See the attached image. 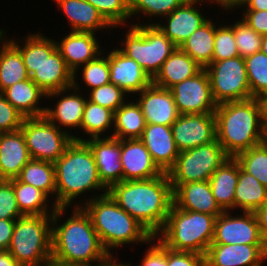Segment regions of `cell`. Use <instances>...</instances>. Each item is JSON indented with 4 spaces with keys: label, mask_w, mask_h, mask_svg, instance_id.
Masks as SVG:
<instances>
[{
    "label": "cell",
    "mask_w": 267,
    "mask_h": 266,
    "mask_svg": "<svg viewBox=\"0 0 267 266\" xmlns=\"http://www.w3.org/2000/svg\"><path fill=\"white\" fill-rule=\"evenodd\" d=\"M108 194L155 237L163 228L173 204L167 173L147 180L114 183Z\"/></svg>",
    "instance_id": "1"
},
{
    "label": "cell",
    "mask_w": 267,
    "mask_h": 266,
    "mask_svg": "<svg viewBox=\"0 0 267 266\" xmlns=\"http://www.w3.org/2000/svg\"><path fill=\"white\" fill-rule=\"evenodd\" d=\"M71 217L62 224L60 217L68 209L56 207L52 215V257L60 262L92 266L109 253L103 247L90 216L82 207L72 206ZM59 223V225H58Z\"/></svg>",
    "instance_id": "2"
},
{
    "label": "cell",
    "mask_w": 267,
    "mask_h": 266,
    "mask_svg": "<svg viewBox=\"0 0 267 266\" xmlns=\"http://www.w3.org/2000/svg\"><path fill=\"white\" fill-rule=\"evenodd\" d=\"M216 140L229 157L267 140L258 98L217 104Z\"/></svg>",
    "instance_id": "3"
},
{
    "label": "cell",
    "mask_w": 267,
    "mask_h": 266,
    "mask_svg": "<svg viewBox=\"0 0 267 266\" xmlns=\"http://www.w3.org/2000/svg\"><path fill=\"white\" fill-rule=\"evenodd\" d=\"M55 207L71 206L73 199L89 191L108 193L99 179L98 168L89 146L73 140L55 162Z\"/></svg>",
    "instance_id": "4"
},
{
    "label": "cell",
    "mask_w": 267,
    "mask_h": 266,
    "mask_svg": "<svg viewBox=\"0 0 267 266\" xmlns=\"http://www.w3.org/2000/svg\"><path fill=\"white\" fill-rule=\"evenodd\" d=\"M96 195L88 198L84 204L77 201L74 207H82L90 216L93 227L109 254H112L111 248L117 249L125 244H149L153 235L142 224L124 211L108 193Z\"/></svg>",
    "instance_id": "5"
},
{
    "label": "cell",
    "mask_w": 267,
    "mask_h": 266,
    "mask_svg": "<svg viewBox=\"0 0 267 266\" xmlns=\"http://www.w3.org/2000/svg\"><path fill=\"white\" fill-rule=\"evenodd\" d=\"M215 220L214 215L182 210L172 204L156 238L169 249L205 256L213 240Z\"/></svg>",
    "instance_id": "6"
},
{
    "label": "cell",
    "mask_w": 267,
    "mask_h": 266,
    "mask_svg": "<svg viewBox=\"0 0 267 266\" xmlns=\"http://www.w3.org/2000/svg\"><path fill=\"white\" fill-rule=\"evenodd\" d=\"M52 215L16 219L8 251L21 266H43L52 257Z\"/></svg>",
    "instance_id": "7"
},
{
    "label": "cell",
    "mask_w": 267,
    "mask_h": 266,
    "mask_svg": "<svg viewBox=\"0 0 267 266\" xmlns=\"http://www.w3.org/2000/svg\"><path fill=\"white\" fill-rule=\"evenodd\" d=\"M129 27L119 49L135 60L152 80L177 47L151 23L139 24L137 21Z\"/></svg>",
    "instance_id": "8"
},
{
    "label": "cell",
    "mask_w": 267,
    "mask_h": 266,
    "mask_svg": "<svg viewBox=\"0 0 267 266\" xmlns=\"http://www.w3.org/2000/svg\"><path fill=\"white\" fill-rule=\"evenodd\" d=\"M227 158L229 156L216 139L179 152L174 166L167 172L172 190L180 184L209 180Z\"/></svg>",
    "instance_id": "9"
},
{
    "label": "cell",
    "mask_w": 267,
    "mask_h": 266,
    "mask_svg": "<svg viewBox=\"0 0 267 266\" xmlns=\"http://www.w3.org/2000/svg\"><path fill=\"white\" fill-rule=\"evenodd\" d=\"M31 159L54 163L73 141V134L59 129L45 116L25 117L20 128Z\"/></svg>",
    "instance_id": "10"
},
{
    "label": "cell",
    "mask_w": 267,
    "mask_h": 266,
    "mask_svg": "<svg viewBox=\"0 0 267 266\" xmlns=\"http://www.w3.org/2000/svg\"><path fill=\"white\" fill-rule=\"evenodd\" d=\"M205 70L210 79L213 99L217 104L253 98L245 60L241 56L212 62Z\"/></svg>",
    "instance_id": "11"
},
{
    "label": "cell",
    "mask_w": 267,
    "mask_h": 266,
    "mask_svg": "<svg viewBox=\"0 0 267 266\" xmlns=\"http://www.w3.org/2000/svg\"><path fill=\"white\" fill-rule=\"evenodd\" d=\"M179 114L214 113L217 103L211 91L207 71L202 68L196 75L170 88Z\"/></svg>",
    "instance_id": "12"
},
{
    "label": "cell",
    "mask_w": 267,
    "mask_h": 266,
    "mask_svg": "<svg viewBox=\"0 0 267 266\" xmlns=\"http://www.w3.org/2000/svg\"><path fill=\"white\" fill-rule=\"evenodd\" d=\"M233 213L224 211L218 215L214 225V236L211 244H247L267 245L260 233L254 212Z\"/></svg>",
    "instance_id": "13"
},
{
    "label": "cell",
    "mask_w": 267,
    "mask_h": 266,
    "mask_svg": "<svg viewBox=\"0 0 267 266\" xmlns=\"http://www.w3.org/2000/svg\"><path fill=\"white\" fill-rule=\"evenodd\" d=\"M171 130L179 152L210 143L216 139L215 114H179Z\"/></svg>",
    "instance_id": "14"
},
{
    "label": "cell",
    "mask_w": 267,
    "mask_h": 266,
    "mask_svg": "<svg viewBox=\"0 0 267 266\" xmlns=\"http://www.w3.org/2000/svg\"><path fill=\"white\" fill-rule=\"evenodd\" d=\"M73 140L84 141L90 148L98 168L99 179L109 189L114 183L123 181L121 164V140L114 137L81 138L73 135Z\"/></svg>",
    "instance_id": "15"
},
{
    "label": "cell",
    "mask_w": 267,
    "mask_h": 266,
    "mask_svg": "<svg viewBox=\"0 0 267 266\" xmlns=\"http://www.w3.org/2000/svg\"><path fill=\"white\" fill-rule=\"evenodd\" d=\"M80 89L82 90V88L79 87L78 81L73 79V86L46 95V98L58 97L59 99H57L58 101L55 108L46 106L44 116L59 129L65 127L63 129L68 133V128H75L76 130V127L80 128L82 123L87 98H85L84 94H80L81 91H78Z\"/></svg>",
    "instance_id": "16"
},
{
    "label": "cell",
    "mask_w": 267,
    "mask_h": 266,
    "mask_svg": "<svg viewBox=\"0 0 267 266\" xmlns=\"http://www.w3.org/2000/svg\"><path fill=\"white\" fill-rule=\"evenodd\" d=\"M206 0H186L181 6L176 8L171 14L165 17L166 25L157 23V26L174 44L179 48L187 38L199 27L205 24L209 18L200 13L199 7ZM198 3V4H197Z\"/></svg>",
    "instance_id": "17"
},
{
    "label": "cell",
    "mask_w": 267,
    "mask_h": 266,
    "mask_svg": "<svg viewBox=\"0 0 267 266\" xmlns=\"http://www.w3.org/2000/svg\"><path fill=\"white\" fill-rule=\"evenodd\" d=\"M267 260V245L210 244L205 266H262Z\"/></svg>",
    "instance_id": "18"
},
{
    "label": "cell",
    "mask_w": 267,
    "mask_h": 266,
    "mask_svg": "<svg viewBox=\"0 0 267 266\" xmlns=\"http://www.w3.org/2000/svg\"><path fill=\"white\" fill-rule=\"evenodd\" d=\"M135 100L143 112L146 124L172 126L179 115L170 89L150 84L137 93Z\"/></svg>",
    "instance_id": "19"
},
{
    "label": "cell",
    "mask_w": 267,
    "mask_h": 266,
    "mask_svg": "<svg viewBox=\"0 0 267 266\" xmlns=\"http://www.w3.org/2000/svg\"><path fill=\"white\" fill-rule=\"evenodd\" d=\"M123 181L147 180L163 174L139 138L121 140Z\"/></svg>",
    "instance_id": "20"
},
{
    "label": "cell",
    "mask_w": 267,
    "mask_h": 266,
    "mask_svg": "<svg viewBox=\"0 0 267 266\" xmlns=\"http://www.w3.org/2000/svg\"><path fill=\"white\" fill-rule=\"evenodd\" d=\"M110 82L127 94H136L148 87L152 80L142 67L126 56L118 47L108 52Z\"/></svg>",
    "instance_id": "21"
},
{
    "label": "cell",
    "mask_w": 267,
    "mask_h": 266,
    "mask_svg": "<svg viewBox=\"0 0 267 266\" xmlns=\"http://www.w3.org/2000/svg\"><path fill=\"white\" fill-rule=\"evenodd\" d=\"M95 34L81 31L69 33L68 30V34L61 41H56L57 49L73 73L103 52Z\"/></svg>",
    "instance_id": "22"
},
{
    "label": "cell",
    "mask_w": 267,
    "mask_h": 266,
    "mask_svg": "<svg viewBox=\"0 0 267 266\" xmlns=\"http://www.w3.org/2000/svg\"><path fill=\"white\" fill-rule=\"evenodd\" d=\"M139 139L163 173H167L174 166L179 151L172 135L171 126L146 124Z\"/></svg>",
    "instance_id": "23"
},
{
    "label": "cell",
    "mask_w": 267,
    "mask_h": 266,
    "mask_svg": "<svg viewBox=\"0 0 267 266\" xmlns=\"http://www.w3.org/2000/svg\"><path fill=\"white\" fill-rule=\"evenodd\" d=\"M173 204L182 210L207 213L215 217L224 212L215 201L209 180L180 184L173 191Z\"/></svg>",
    "instance_id": "24"
},
{
    "label": "cell",
    "mask_w": 267,
    "mask_h": 266,
    "mask_svg": "<svg viewBox=\"0 0 267 266\" xmlns=\"http://www.w3.org/2000/svg\"><path fill=\"white\" fill-rule=\"evenodd\" d=\"M31 160L21 129L2 132L0 136V176L11 180L19 176L22 168Z\"/></svg>",
    "instance_id": "25"
},
{
    "label": "cell",
    "mask_w": 267,
    "mask_h": 266,
    "mask_svg": "<svg viewBox=\"0 0 267 266\" xmlns=\"http://www.w3.org/2000/svg\"><path fill=\"white\" fill-rule=\"evenodd\" d=\"M30 79L46 95L73 86V72L67 67L58 49L30 75Z\"/></svg>",
    "instance_id": "26"
},
{
    "label": "cell",
    "mask_w": 267,
    "mask_h": 266,
    "mask_svg": "<svg viewBox=\"0 0 267 266\" xmlns=\"http://www.w3.org/2000/svg\"><path fill=\"white\" fill-rule=\"evenodd\" d=\"M68 19L71 31L94 32L110 28L101 13L86 0H54ZM101 29V30H100Z\"/></svg>",
    "instance_id": "27"
},
{
    "label": "cell",
    "mask_w": 267,
    "mask_h": 266,
    "mask_svg": "<svg viewBox=\"0 0 267 266\" xmlns=\"http://www.w3.org/2000/svg\"><path fill=\"white\" fill-rule=\"evenodd\" d=\"M238 178L239 162L234 157H229L209 179L215 201L223 211H234V197Z\"/></svg>",
    "instance_id": "28"
},
{
    "label": "cell",
    "mask_w": 267,
    "mask_h": 266,
    "mask_svg": "<svg viewBox=\"0 0 267 266\" xmlns=\"http://www.w3.org/2000/svg\"><path fill=\"white\" fill-rule=\"evenodd\" d=\"M201 69L202 67L187 53L180 48H176L152 79V84L164 89H170L175 84L196 75Z\"/></svg>",
    "instance_id": "29"
},
{
    "label": "cell",
    "mask_w": 267,
    "mask_h": 266,
    "mask_svg": "<svg viewBox=\"0 0 267 266\" xmlns=\"http://www.w3.org/2000/svg\"><path fill=\"white\" fill-rule=\"evenodd\" d=\"M6 100L25 117L44 116L46 107L39 106V101L46 94L30 78L19 81L2 92Z\"/></svg>",
    "instance_id": "30"
},
{
    "label": "cell",
    "mask_w": 267,
    "mask_h": 266,
    "mask_svg": "<svg viewBox=\"0 0 267 266\" xmlns=\"http://www.w3.org/2000/svg\"><path fill=\"white\" fill-rule=\"evenodd\" d=\"M146 121L139 104L125 102L114 112L113 132L108 135L117 139H134L142 136Z\"/></svg>",
    "instance_id": "31"
},
{
    "label": "cell",
    "mask_w": 267,
    "mask_h": 266,
    "mask_svg": "<svg viewBox=\"0 0 267 266\" xmlns=\"http://www.w3.org/2000/svg\"><path fill=\"white\" fill-rule=\"evenodd\" d=\"M37 33L26 36L22 45L8 39L20 51L29 76L57 49L56 40Z\"/></svg>",
    "instance_id": "32"
},
{
    "label": "cell",
    "mask_w": 267,
    "mask_h": 266,
    "mask_svg": "<svg viewBox=\"0 0 267 266\" xmlns=\"http://www.w3.org/2000/svg\"><path fill=\"white\" fill-rule=\"evenodd\" d=\"M267 202V188L239 165V178L235 189L234 209L255 212Z\"/></svg>",
    "instance_id": "33"
},
{
    "label": "cell",
    "mask_w": 267,
    "mask_h": 266,
    "mask_svg": "<svg viewBox=\"0 0 267 266\" xmlns=\"http://www.w3.org/2000/svg\"><path fill=\"white\" fill-rule=\"evenodd\" d=\"M214 37L215 23L209 19L196 29L179 48L205 69L212 63Z\"/></svg>",
    "instance_id": "34"
},
{
    "label": "cell",
    "mask_w": 267,
    "mask_h": 266,
    "mask_svg": "<svg viewBox=\"0 0 267 266\" xmlns=\"http://www.w3.org/2000/svg\"><path fill=\"white\" fill-rule=\"evenodd\" d=\"M29 78L20 51L7 38L0 46V92Z\"/></svg>",
    "instance_id": "35"
},
{
    "label": "cell",
    "mask_w": 267,
    "mask_h": 266,
    "mask_svg": "<svg viewBox=\"0 0 267 266\" xmlns=\"http://www.w3.org/2000/svg\"><path fill=\"white\" fill-rule=\"evenodd\" d=\"M11 184L22 215H53L56 207H49V197L43 191L17 178L11 179Z\"/></svg>",
    "instance_id": "36"
},
{
    "label": "cell",
    "mask_w": 267,
    "mask_h": 266,
    "mask_svg": "<svg viewBox=\"0 0 267 266\" xmlns=\"http://www.w3.org/2000/svg\"><path fill=\"white\" fill-rule=\"evenodd\" d=\"M17 179L40 189L48 197L56 193L55 166L52 162L31 159Z\"/></svg>",
    "instance_id": "37"
},
{
    "label": "cell",
    "mask_w": 267,
    "mask_h": 266,
    "mask_svg": "<svg viewBox=\"0 0 267 266\" xmlns=\"http://www.w3.org/2000/svg\"><path fill=\"white\" fill-rule=\"evenodd\" d=\"M113 126L114 112L112 110L86 100L80 130L88 134L89 139L109 137L106 135L107 130L110 131Z\"/></svg>",
    "instance_id": "38"
},
{
    "label": "cell",
    "mask_w": 267,
    "mask_h": 266,
    "mask_svg": "<svg viewBox=\"0 0 267 266\" xmlns=\"http://www.w3.org/2000/svg\"><path fill=\"white\" fill-rule=\"evenodd\" d=\"M240 167L267 188V140L234 157Z\"/></svg>",
    "instance_id": "39"
},
{
    "label": "cell",
    "mask_w": 267,
    "mask_h": 266,
    "mask_svg": "<svg viewBox=\"0 0 267 266\" xmlns=\"http://www.w3.org/2000/svg\"><path fill=\"white\" fill-rule=\"evenodd\" d=\"M251 96L267 94V55L261 50L244 58Z\"/></svg>",
    "instance_id": "40"
},
{
    "label": "cell",
    "mask_w": 267,
    "mask_h": 266,
    "mask_svg": "<svg viewBox=\"0 0 267 266\" xmlns=\"http://www.w3.org/2000/svg\"><path fill=\"white\" fill-rule=\"evenodd\" d=\"M102 52L95 59L89 61L85 65L80 66L73 73V79H78V72H82V80L87 85L89 90L103 86L110 82V70L108 63V55L103 56ZM105 57V58H104ZM78 71V72H77Z\"/></svg>",
    "instance_id": "41"
},
{
    "label": "cell",
    "mask_w": 267,
    "mask_h": 266,
    "mask_svg": "<svg viewBox=\"0 0 267 266\" xmlns=\"http://www.w3.org/2000/svg\"><path fill=\"white\" fill-rule=\"evenodd\" d=\"M92 4L113 27L126 26L130 18V0H86Z\"/></svg>",
    "instance_id": "42"
},
{
    "label": "cell",
    "mask_w": 267,
    "mask_h": 266,
    "mask_svg": "<svg viewBox=\"0 0 267 266\" xmlns=\"http://www.w3.org/2000/svg\"><path fill=\"white\" fill-rule=\"evenodd\" d=\"M231 26L234 29L239 56L245 58L261 50L262 35L254 31L244 20H235Z\"/></svg>",
    "instance_id": "43"
},
{
    "label": "cell",
    "mask_w": 267,
    "mask_h": 266,
    "mask_svg": "<svg viewBox=\"0 0 267 266\" xmlns=\"http://www.w3.org/2000/svg\"><path fill=\"white\" fill-rule=\"evenodd\" d=\"M186 0H130V18L137 14L164 18L181 6ZM162 16V17H161Z\"/></svg>",
    "instance_id": "44"
},
{
    "label": "cell",
    "mask_w": 267,
    "mask_h": 266,
    "mask_svg": "<svg viewBox=\"0 0 267 266\" xmlns=\"http://www.w3.org/2000/svg\"><path fill=\"white\" fill-rule=\"evenodd\" d=\"M88 94V101L112 110L113 112H115L127 101L126 99H128L125 98L128 94L111 82L90 90Z\"/></svg>",
    "instance_id": "45"
},
{
    "label": "cell",
    "mask_w": 267,
    "mask_h": 266,
    "mask_svg": "<svg viewBox=\"0 0 267 266\" xmlns=\"http://www.w3.org/2000/svg\"><path fill=\"white\" fill-rule=\"evenodd\" d=\"M237 56H239V52L235 44L233 27L226 24L223 26L215 25L214 52L212 55V62L231 59Z\"/></svg>",
    "instance_id": "46"
},
{
    "label": "cell",
    "mask_w": 267,
    "mask_h": 266,
    "mask_svg": "<svg viewBox=\"0 0 267 266\" xmlns=\"http://www.w3.org/2000/svg\"><path fill=\"white\" fill-rule=\"evenodd\" d=\"M22 216L11 180L0 181V219H18Z\"/></svg>",
    "instance_id": "47"
},
{
    "label": "cell",
    "mask_w": 267,
    "mask_h": 266,
    "mask_svg": "<svg viewBox=\"0 0 267 266\" xmlns=\"http://www.w3.org/2000/svg\"><path fill=\"white\" fill-rule=\"evenodd\" d=\"M25 116L14 108L0 92V130L12 132L22 127Z\"/></svg>",
    "instance_id": "48"
},
{
    "label": "cell",
    "mask_w": 267,
    "mask_h": 266,
    "mask_svg": "<svg viewBox=\"0 0 267 266\" xmlns=\"http://www.w3.org/2000/svg\"><path fill=\"white\" fill-rule=\"evenodd\" d=\"M149 243L150 247L141 260L142 264L136 266H168V248L155 236Z\"/></svg>",
    "instance_id": "49"
},
{
    "label": "cell",
    "mask_w": 267,
    "mask_h": 266,
    "mask_svg": "<svg viewBox=\"0 0 267 266\" xmlns=\"http://www.w3.org/2000/svg\"><path fill=\"white\" fill-rule=\"evenodd\" d=\"M168 266H205V256L196 252L168 248Z\"/></svg>",
    "instance_id": "50"
},
{
    "label": "cell",
    "mask_w": 267,
    "mask_h": 266,
    "mask_svg": "<svg viewBox=\"0 0 267 266\" xmlns=\"http://www.w3.org/2000/svg\"><path fill=\"white\" fill-rule=\"evenodd\" d=\"M244 20L254 31L260 35L267 34V11L244 10Z\"/></svg>",
    "instance_id": "51"
},
{
    "label": "cell",
    "mask_w": 267,
    "mask_h": 266,
    "mask_svg": "<svg viewBox=\"0 0 267 266\" xmlns=\"http://www.w3.org/2000/svg\"><path fill=\"white\" fill-rule=\"evenodd\" d=\"M16 219H0V250H8Z\"/></svg>",
    "instance_id": "52"
},
{
    "label": "cell",
    "mask_w": 267,
    "mask_h": 266,
    "mask_svg": "<svg viewBox=\"0 0 267 266\" xmlns=\"http://www.w3.org/2000/svg\"><path fill=\"white\" fill-rule=\"evenodd\" d=\"M261 236L267 244V202L254 212Z\"/></svg>",
    "instance_id": "53"
},
{
    "label": "cell",
    "mask_w": 267,
    "mask_h": 266,
    "mask_svg": "<svg viewBox=\"0 0 267 266\" xmlns=\"http://www.w3.org/2000/svg\"><path fill=\"white\" fill-rule=\"evenodd\" d=\"M241 7L244 10L267 11V0H246Z\"/></svg>",
    "instance_id": "54"
},
{
    "label": "cell",
    "mask_w": 267,
    "mask_h": 266,
    "mask_svg": "<svg viewBox=\"0 0 267 266\" xmlns=\"http://www.w3.org/2000/svg\"><path fill=\"white\" fill-rule=\"evenodd\" d=\"M245 1L246 0H211V3H217L221 9L223 8L224 10L231 11L234 10L233 8H239Z\"/></svg>",
    "instance_id": "55"
},
{
    "label": "cell",
    "mask_w": 267,
    "mask_h": 266,
    "mask_svg": "<svg viewBox=\"0 0 267 266\" xmlns=\"http://www.w3.org/2000/svg\"><path fill=\"white\" fill-rule=\"evenodd\" d=\"M0 266H21L8 250H0Z\"/></svg>",
    "instance_id": "56"
},
{
    "label": "cell",
    "mask_w": 267,
    "mask_h": 266,
    "mask_svg": "<svg viewBox=\"0 0 267 266\" xmlns=\"http://www.w3.org/2000/svg\"><path fill=\"white\" fill-rule=\"evenodd\" d=\"M115 257H113L112 254H109L105 259H103L102 261L97 262L96 264L92 265V266H132L129 263H123V262H119L117 261L118 259H116Z\"/></svg>",
    "instance_id": "57"
},
{
    "label": "cell",
    "mask_w": 267,
    "mask_h": 266,
    "mask_svg": "<svg viewBox=\"0 0 267 266\" xmlns=\"http://www.w3.org/2000/svg\"><path fill=\"white\" fill-rule=\"evenodd\" d=\"M261 110H262V124L267 138V94L260 96L259 98Z\"/></svg>",
    "instance_id": "58"
},
{
    "label": "cell",
    "mask_w": 267,
    "mask_h": 266,
    "mask_svg": "<svg viewBox=\"0 0 267 266\" xmlns=\"http://www.w3.org/2000/svg\"><path fill=\"white\" fill-rule=\"evenodd\" d=\"M43 266H82V265H74V264L60 262L51 257L49 260L46 261V263Z\"/></svg>",
    "instance_id": "59"
},
{
    "label": "cell",
    "mask_w": 267,
    "mask_h": 266,
    "mask_svg": "<svg viewBox=\"0 0 267 266\" xmlns=\"http://www.w3.org/2000/svg\"><path fill=\"white\" fill-rule=\"evenodd\" d=\"M261 51L267 55V34L262 36Z\"/></svg>",
    "instance_id": "60"
},
{
    "label": "cell",
    "mask_w": 267,
    "mask_h": 266,
    "mask_svg": "<svg viewBox=\"0 0 267 266\" xmlns=\"http://www.w3.org/2000/svg\"><path fill=\"white\" fill-rule=\"evenodd\" d=\"M6 33H5V31H4V29H0V45H2V43L3 42H1V41H5L7 38H6V36H4ZM5 37V38H4Z\"/></svg>",
    "instance_id": "61"
}]
</instances>
